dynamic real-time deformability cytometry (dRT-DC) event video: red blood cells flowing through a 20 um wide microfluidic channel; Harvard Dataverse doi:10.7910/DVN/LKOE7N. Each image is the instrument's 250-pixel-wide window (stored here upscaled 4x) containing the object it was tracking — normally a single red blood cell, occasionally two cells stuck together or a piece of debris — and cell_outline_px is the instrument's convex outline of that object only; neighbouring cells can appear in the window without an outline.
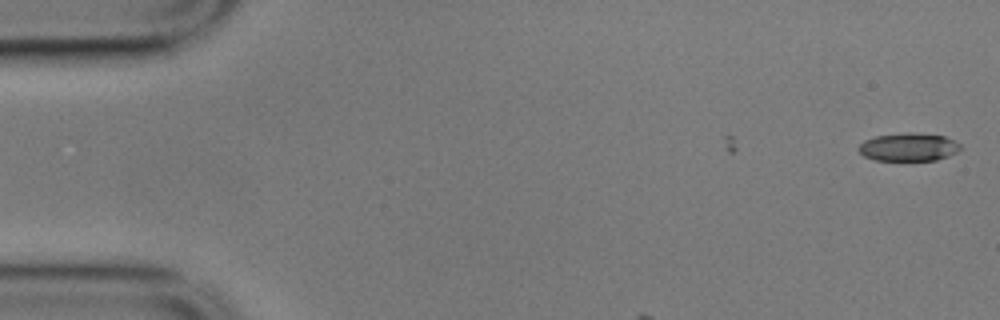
{"species": "common noctule bat (a hibernating species)", "species_latin": "Nyctalus noctula", "temperature_condition": "cold", "stored_images_in_passage": 9, "camera_frame_rate_fps": 3000, "um_per_image_px": 0.085, "animal": {"sex": "male", "body_mass_g": 17.9}, "frame": {"image": 1, "passage_image": 1, "time_ms": 0.0, "image_size_px": [1000, 320], "cell_outline_px": [[960, 148], [956, 152], [948, 156], [936, 160], [876, 160], [864, 156], [860, 152], [860, 144], [864, 140], [876, 136], [944, 136], [960, 144]], "centroid_in_image_um": [77.22, 12.57], "position_along_channel_um": 7.8, "area_um2": 15.37}}